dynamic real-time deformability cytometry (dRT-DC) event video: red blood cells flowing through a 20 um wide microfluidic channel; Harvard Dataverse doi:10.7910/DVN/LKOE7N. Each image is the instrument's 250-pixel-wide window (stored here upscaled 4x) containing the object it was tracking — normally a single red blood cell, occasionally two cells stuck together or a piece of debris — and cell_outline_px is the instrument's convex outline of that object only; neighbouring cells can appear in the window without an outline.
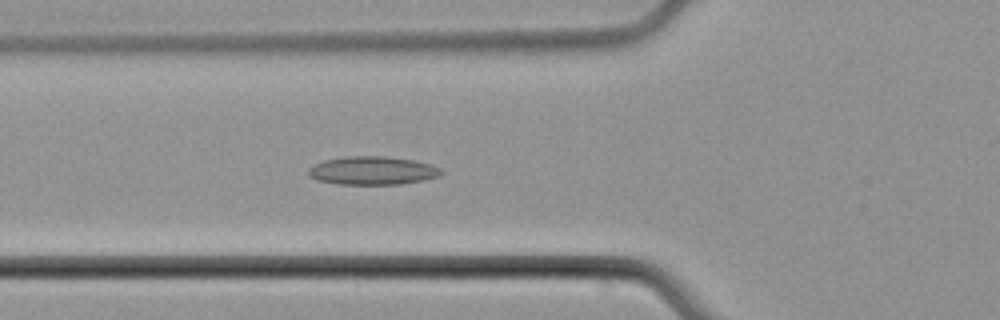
{"species": "common noctule bat (a hibernating species)", "species_latin": "Nyctalus noctula", "temperature_condition": "cold", "stored_images_in_passage": 5, "camera_frame_rate_fps": 3000, "um_per_image_px": 0.085, "animal": {"sex": "male", "body_mass_g": 21.5, "forearm_length_mm": 52.0}, "frame": {"image": 1, "passage_image": 5, "time_ms": 4.667, "image_size_px": [1000, 320], "cell_outline_px": [[444, 172], [440, 176], [424, 180], [400, 184], [336, 184], [316, 180], [308, 176], [308, 168], [324, 160], [344, 156], [384, 156], [412, 160], [432, 164], [440, 168]], "centroid_in_image_um": [31.66, 14.5], "position_along_channel_um": 94.1, "area_um2": 22.08}}